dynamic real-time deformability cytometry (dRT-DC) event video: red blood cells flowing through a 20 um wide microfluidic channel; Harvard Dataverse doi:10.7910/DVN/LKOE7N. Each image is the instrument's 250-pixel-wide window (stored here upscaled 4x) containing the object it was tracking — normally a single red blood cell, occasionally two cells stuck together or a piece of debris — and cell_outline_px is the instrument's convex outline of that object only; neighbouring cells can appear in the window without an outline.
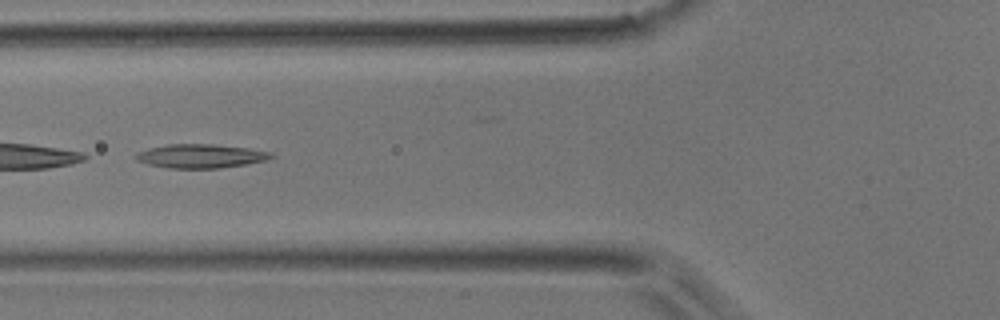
{"species": "common noctule bat (a hibernating species)", "species_latin": "Nyctalus noctula", "temperature_condition": "room temperature", "stored_images_in_passage": 38, "camera_frame_rate_fps": 3000, "um_per_image_px": 0.085, "animal": {"sex": "male", "body_mass_g": 17.9}, "frame": {"image": 1, "passage_image": 11, "time_ms": 3.333, "image_size_px": [1000, 320], "cell_outline_px": [[276, 156], [268, 160], [220, 168], [168, 168], [148, 164], [136, 160], [132, 156], [136, 152], [148, 148], [168, 144], [212, 144], [248, 148], [272, 152]], "centroid_in_image_um": [17.03, 13.26], "position_along_channel_um": 108.8, "area_um2": 18.96}}
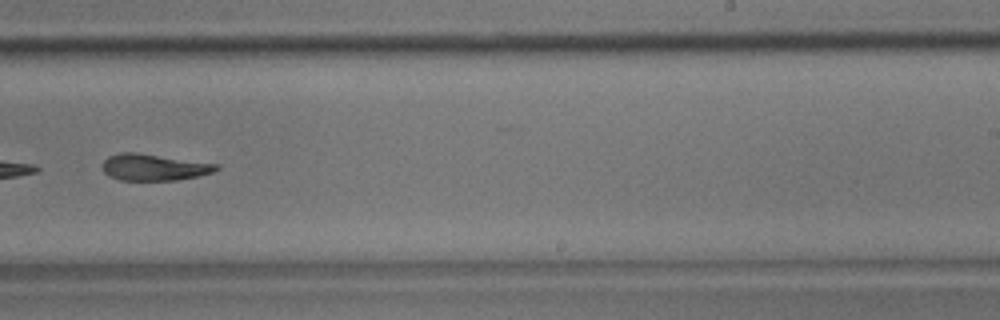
{"frame": {"image": 2, "passage_image": 22, "time_ms": 7.0, "image_size_px": [1000, 320], "cell_outline_px": [[220, 168], [212, 172], [196, 176], [176, 180], [120, 180], [108, 176], [104, 172], [104, 160], [108, 156], [120, 152], [136, 152], [220, 164]], "centroid_in_image_um": [13.09, 14.21], "position_along_channel_um": 275.9, "area_um2": 17.57}}
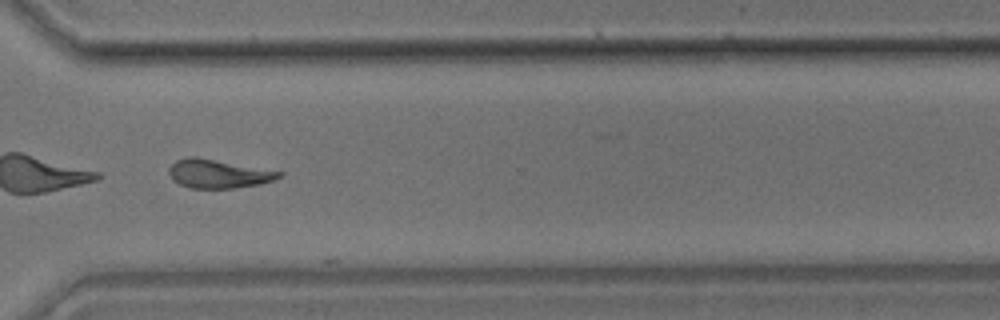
{"frame": {"image": 3, "passage_image": 27, "time_ms": 8.667, "image_size_px": [1000, 320], "cell_outline_px": [[284, 172], [280, 176], [272, 180], [260, 184], [232, 188], [192, 188], [180, 184], [172, 180], [168, 172], [168, 168], [176, 160], [188, 156], [196, 156]], "centroid_in_image_um": [18.51, 14.76], "position_along_channel_um": 352.1, "area_um2": 18.32}}